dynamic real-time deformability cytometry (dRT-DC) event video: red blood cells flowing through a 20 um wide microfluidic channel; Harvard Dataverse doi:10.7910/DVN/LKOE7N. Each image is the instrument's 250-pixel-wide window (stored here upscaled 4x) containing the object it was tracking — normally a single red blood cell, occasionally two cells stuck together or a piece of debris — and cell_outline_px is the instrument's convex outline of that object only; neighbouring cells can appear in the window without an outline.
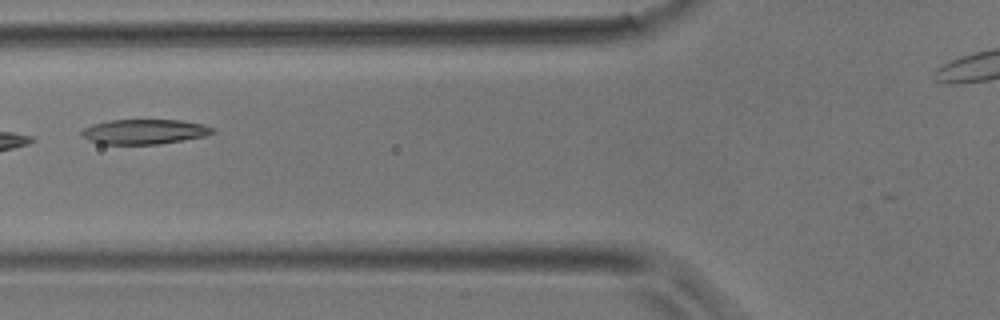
{"species": "common noctule bat (a hibernating species)", "species_latin": "Nyctalus noctula", "temperature_condition": "room temperature", "stored_images_in_passage": 4, "camera_frame_rate_fps": 3000, "um_per_image_px": 0.085, "animal": {"sex": "male", "body_mass_g": 17.9}, "frame": {"image": 1, "passage_image": 4, "time_ms": 1.0, "image_size_px": [1000, 320], "cell_outline_px": [[216, 132], [204, 136], [160, 144], [100, 144], [88, 140], [80, 136], [80, 132], [84, 128], [92, 124], [108, 120], [180, 120], [204, 124], [216, 128]], "centroid_in_image_um": [12.26, 11.19], "position_along_channel_um": 113.5, "area_um2": 19.19}}